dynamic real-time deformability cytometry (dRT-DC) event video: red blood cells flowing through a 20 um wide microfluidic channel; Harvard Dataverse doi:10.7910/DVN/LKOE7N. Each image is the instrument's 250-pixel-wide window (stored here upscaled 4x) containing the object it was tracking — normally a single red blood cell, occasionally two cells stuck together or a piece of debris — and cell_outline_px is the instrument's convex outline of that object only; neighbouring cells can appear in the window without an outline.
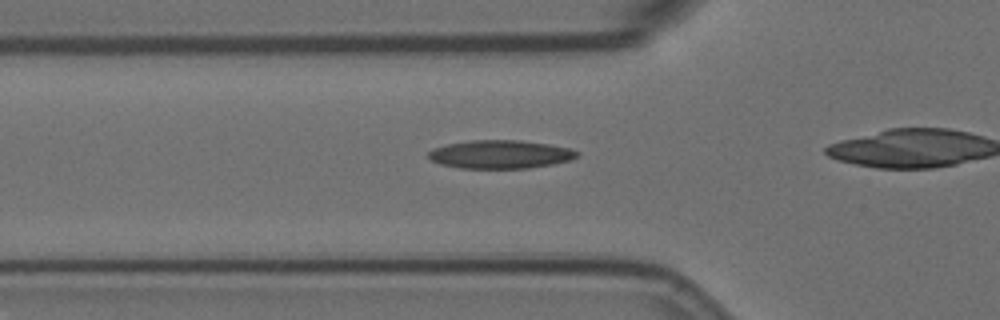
{"species": "Egyptian fruit bat (a non-hibernating species)", "species_latin": "Rousettus aegyptiacus", "temperature_condition": "room temperature", "stored_images_in_passage": 36, "camera_frame_rate_fps": 3000, "um_per_image_px": 0.085, "animal": {"sex": "female"}, "frame": {"image": 1, "passage_image": 15, "time_ms": 4.667, "image_size_px": [1000, 320], "cell_outline_px": [[580, 156], [568, 160], [552, 164], [528, 168], [460, 168], [440, 164], [432, 160], [428, 156], [428, 152], [432, 148], [448, 144], [472, 140], [520, 140], [548, 144], [568, 148], [580, 152]], "centroid_in_image_um": [42.52, 13.11], "position_along_channel_um": 83.3, "area_um2": 24.45}}
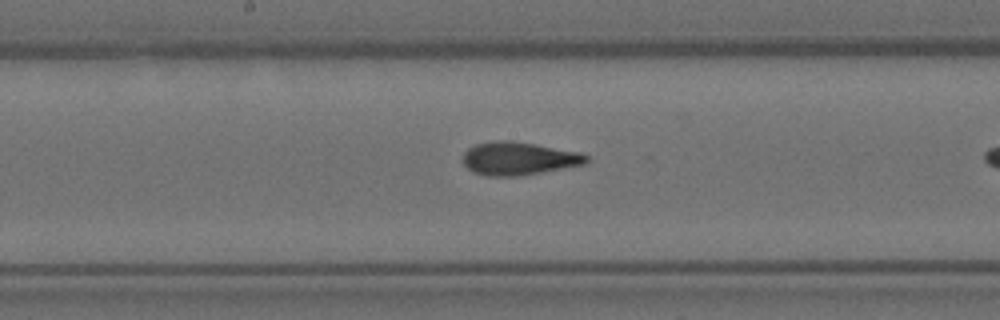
{"frame": {"image": 2, "passage_image": 25, "time_ms": 8.0, "image_size_px": [1000, 320], "cell_outline_px": [[592, 160], [584, 164], [520, 176], [488, 176], [472, 172], [460, 160], [464, 152], [468, 148], [476, 144], [500, 140], [508, 140], [536, 144], [580, 152], [588, 156]], "centroid_in_image_um": [44.08, 13.47], "position_along_channel_um": 204.1, "area_um2": 23.93}}
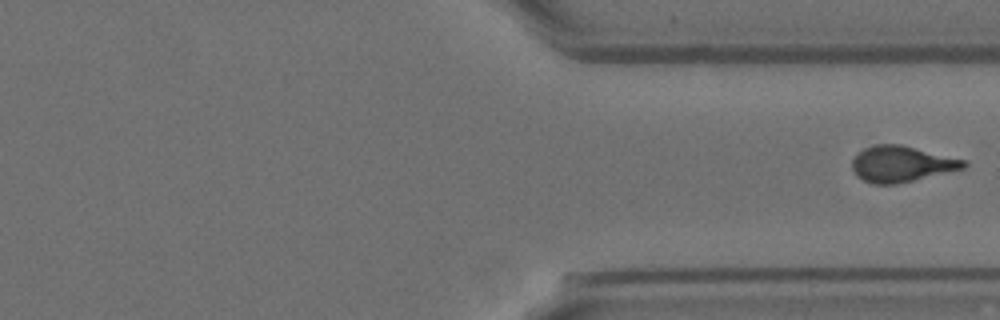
{"frame": {"image": 3, "passage_image": 36, "time_ms": 11.667, "image_size_px": [1000, 320], "cell_outline_px": [[968, 164], [964, 168], [896, 184], [872, 184], [856, 176], [852, 168], [852, 160], [864, 148], [876, 144], [900, 144], [968, 160]], "centroid_in_image_um": [76.64, 13.93], "position_along_channel_um": 334.8, "area_um2": 23.29}}